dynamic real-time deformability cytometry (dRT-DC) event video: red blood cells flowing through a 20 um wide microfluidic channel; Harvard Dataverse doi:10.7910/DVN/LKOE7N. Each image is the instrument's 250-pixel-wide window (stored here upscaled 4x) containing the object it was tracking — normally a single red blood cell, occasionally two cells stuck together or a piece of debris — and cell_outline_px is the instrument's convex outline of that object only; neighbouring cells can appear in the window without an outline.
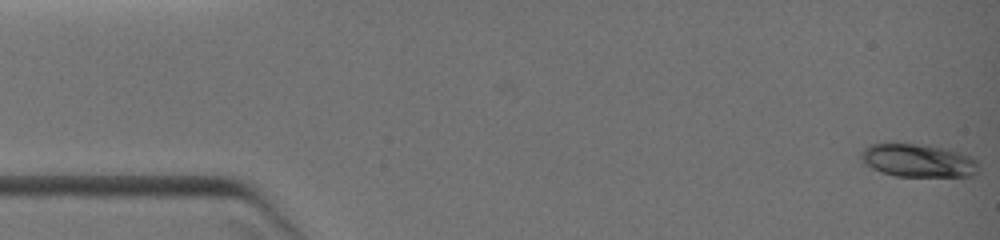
{"species": "common noctule bat (a hibernating species)", "species_latin": "Nyctalus noctula", "temperature_condition": "warm", "stored_images_in_passage": 3, "camera_frame_rate_fps": 3000, "um_per_image_px": 0.085, "animal": {"sex": "female", "body_mass_g": 19.0, "forearm_length_mm": 51.5}, "frame": {"image": 1, "passage_image": 3, "time_ms": 1.333, "image_size_px": [1000, 240], "cell_outline_px": [[976, 172], [972, 176], [896, 176], [872, 168], [864, 164], [860, 160], [860, 152], [864, 148], [872, 144], [892, 140], [920, 144], [944, 148], [960, 152], [976, 160]], "centroid_in_image_um": [77.93, 13.6], "position_along_channel_um": 7.1, "area_um2": 23.06}}